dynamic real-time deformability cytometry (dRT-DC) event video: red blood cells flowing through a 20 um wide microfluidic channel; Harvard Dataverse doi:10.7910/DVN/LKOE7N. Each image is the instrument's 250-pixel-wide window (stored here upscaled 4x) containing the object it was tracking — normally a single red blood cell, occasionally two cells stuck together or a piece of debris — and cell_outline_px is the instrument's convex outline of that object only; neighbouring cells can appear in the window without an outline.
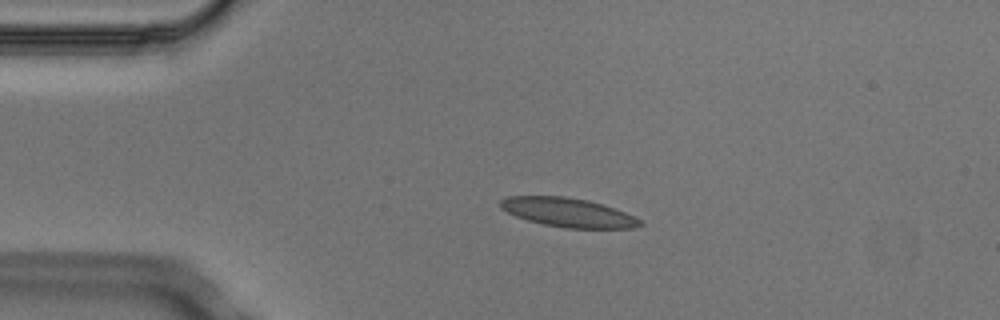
{"species": "Egyptian fruit bat (a non-hibernating species)", "species_latin": "Rousettus aegyptiacus", "temperature_condition": "cold", "stored_images_in_passage": 3, "camera_frame_rate_fps": 3000, "um_per_image_px": 0.085, "animal": {"sex": "male"}, "frame": {"image": 1, "passage_image": 2, "time_ms": 0.333, "image_size_px": [1000, 320], "cell_outline_px": [[644, 224], [636, 228], [564, 228], [544, 224], [528, 220], [516, 216], [500, 208], [500, 200], [508, 196], [564, 196], [588, 200], [624, 212], [640, 220]], "centroid_in_image_um": [48.26, 18.06], "position_along_channel_um": 36.7, "area_um2": 23.35}}